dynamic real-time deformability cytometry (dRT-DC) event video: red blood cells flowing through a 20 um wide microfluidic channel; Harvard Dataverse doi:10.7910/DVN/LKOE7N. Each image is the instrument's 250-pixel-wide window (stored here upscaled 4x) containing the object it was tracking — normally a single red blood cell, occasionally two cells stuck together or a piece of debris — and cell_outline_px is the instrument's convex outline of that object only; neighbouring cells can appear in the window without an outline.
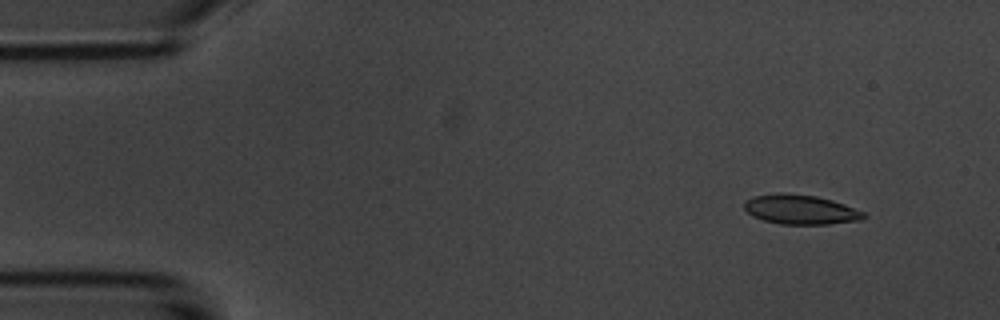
{"species": "common noctule bat (a hibernating species)", "species_latin": "Nyctalus noctula", "temperature_condition": "room temperature", "stored_images_in_passage": 6, "camera_frame_rate_fps": 3000, "um_per_image_px": 0.085, "animal": {"sex": "male", "body_mass_g": 20.1, "forearm_length_mm": 53.5}, "frame": {"image": 1, "passage_image": 2, "time_ms": 1.0, "image_size_px": [1000, 320], "cell_outline_px": [[864, 216], [860, 220], [828, 224], [780, 224], [764, 220], [752, 216], [744, 208], [744, 204], [752, 196], [780, 192], [816, 196], [832, 200], [844, 204], [864, 212]], "centroid_in_image_um": [68.02, 17.8], "position_along_channel_um": 17.0, "area_um2": 20.4}}
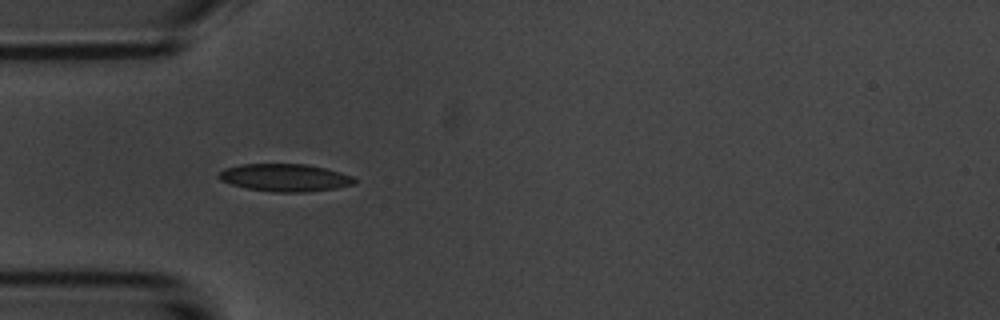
{"frame": {"image": 2, "passage_image": 5, "time_ms": 4.667, "image_size_px": [1000, 320], "cell_outline_px": [[356, 184], [336, 188], [304, 192], [272, 192], [248, 188], [232, 184], [220, 180], [216, 176], [216, 172], [224, 168], [240, 164], [308, 164], [340, 172], [352, 176], [356, 180]], "centroid_in_image_um": [24.19, 15.09], "position_along_channel_um": 60.8, "area_um2": 21.91}}